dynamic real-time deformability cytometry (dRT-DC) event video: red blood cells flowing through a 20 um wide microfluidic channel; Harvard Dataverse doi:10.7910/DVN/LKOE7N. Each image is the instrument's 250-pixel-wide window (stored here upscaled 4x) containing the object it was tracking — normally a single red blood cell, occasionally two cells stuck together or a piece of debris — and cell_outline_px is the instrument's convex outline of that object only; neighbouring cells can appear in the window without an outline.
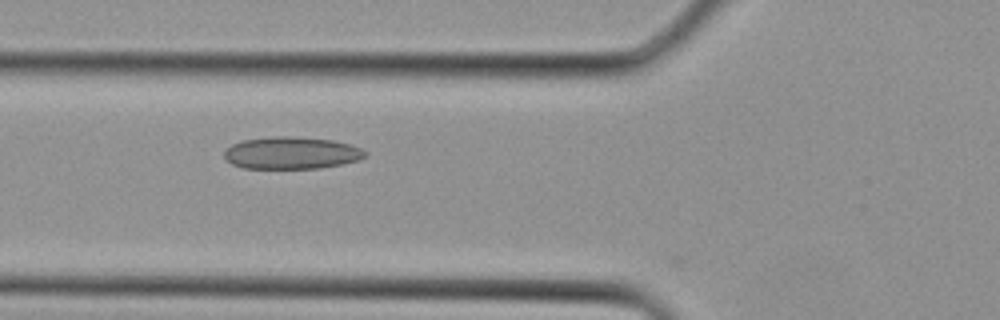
{"species": "Egyptian fruit bat (a non-hibernating species)", "species_latin": "Rousettus aegyptiacus", "temperature_condition": "cold", "stored_images_in_passage": 2, "camera_frame_rate_fps": 3000, "um_per_image_px": 0.085, "animal": {"sex": "female"}, "frame": {"image": 1, "passage_image": 2, "time_ms": 0.333, "image_size_px": [1000, 320], "cell_outline_px": [[368, 156], [360, 160], [320, 168], [240, 168], [224, 160], [224, 148], [232, 144], [244, 140], [276, 136], [284, 136], [332, 140], [348, 144], [360, 148], [368, 152]], "centroid_in_image_um": [24.75, 13.01], "position_along_channel_um": 101.1, "area_um2": 26.47}}